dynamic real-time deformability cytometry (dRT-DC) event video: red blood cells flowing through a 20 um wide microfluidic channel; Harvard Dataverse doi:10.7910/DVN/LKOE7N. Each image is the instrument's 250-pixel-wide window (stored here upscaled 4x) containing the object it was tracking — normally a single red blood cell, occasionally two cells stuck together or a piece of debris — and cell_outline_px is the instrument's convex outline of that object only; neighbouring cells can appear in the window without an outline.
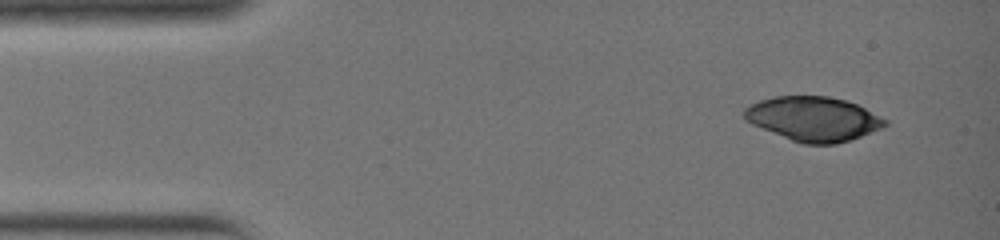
{"species": "common noctule bat (a hibernating species)", "species_latin": "Nyctalus noctula", "temperature_condition": "warm", "stored_images_in_passage": 17, "camera_frame_rate_fps": 3000, "um_per_image_px": 0.085, "animal": {"sex": "female", "body_mass_g": 19.0, "forearm_length_mm": 51.5}, "frame": {"image": 1, "passage_image": 3, "time_ms": 0.667, "image_size_px": [1000, 240], "cell_outline_px": [[888, 124], [880, 128], [860, 136], [836, 144], [804, 144], [792, 140], [752, 124], [744, 120], [744, 108], [760, 100], [772, 96], [828, 96], [844, 100], [856, 104], [888, 120]], "centroid_in_image_um": [69.11, 10.09], "position_along_channel_um": 15.9, "area_um2": 36.01}}